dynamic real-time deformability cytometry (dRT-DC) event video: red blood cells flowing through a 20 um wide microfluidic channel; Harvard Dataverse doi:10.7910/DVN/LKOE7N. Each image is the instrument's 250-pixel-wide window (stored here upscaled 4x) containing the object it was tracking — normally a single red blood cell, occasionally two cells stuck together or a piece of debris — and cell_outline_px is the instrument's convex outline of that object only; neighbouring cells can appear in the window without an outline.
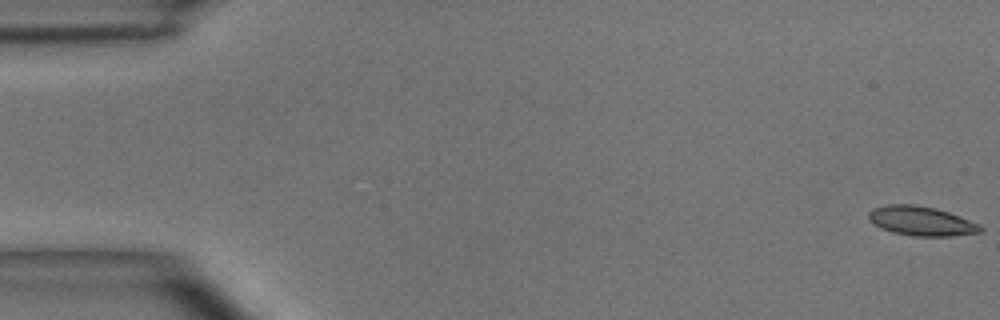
{"species": "common noctule bat (a hibernating species)", "species_latin": "Nyctalus noctula", "temperature_condition": "room temperature", "stored_images_in_passage": 6, "camera_frame_rate_fps": 3000, "um_per_image_px": 0.085, "animal": {"sex": "male", "body_mass_g": 15.6}, "frame": {"image": 1, "passage_image": 1, "time_ms": 0.0, "image_size_px": [1000, 320], "cell_outline_px": [[984, 228], [980, 232], [952, 236], [912, 236], [892, 232], [880, 228], [868, 216], [868, 212], [872, 208], [888, 204], [916, 204], [948, 212], [980, 224]], "centroid_in_image_um": [78.31, 18.79], "position_along_channel_um": 6.7, "area_um2": 19.02}}
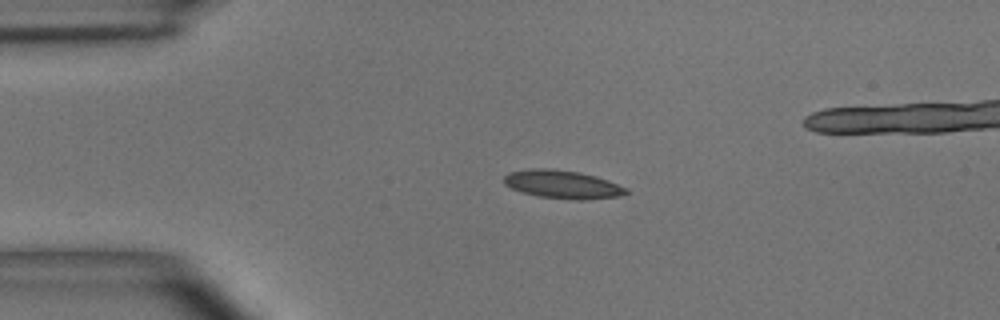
{"frame": {"image": 2, "passage_image": 4, "time_ms": 3.667, "image_size_px": [1000, 320], "cell_outline_px": [[628, 192], [620, 196], [584, 200], [576, 200], [540, 196], [520, 192], [504, 184], [504, 176], [508, 172], [528, 168], [548, 168], [580, 172], [596, 176], [628, 188]], "centroid_in_image_um": [47.79, 15.66], "position_along_channel_um": 37.2, "area_um2": 20.17}}
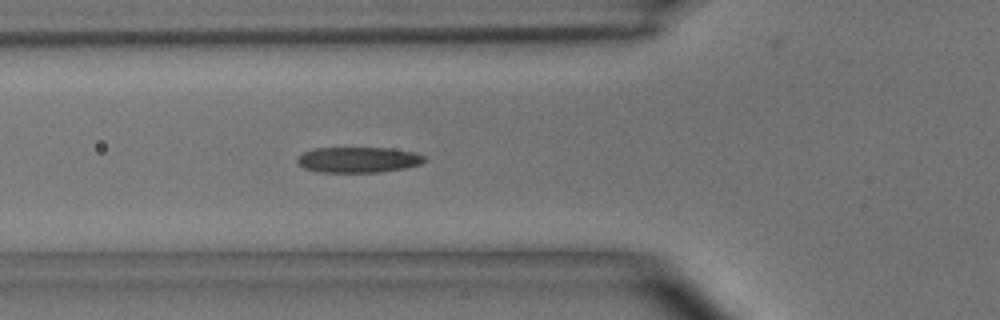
{"frame": {"image": 3, "passage_image": 6, "time_ms": 6.0, "image_size_px": [1000, 320], "cell_outline_px": [[428, 160], [420, 164], [404, 168], [380, 172], [320, 172], [304, 168], [296, 160], [304, 152], [312, 148], [388, 148], [416, 152], [428, 156]], "centroid_in_image_um": [30.52, 13.57], "position_along_channel_um": 95.3, "area_um2": 19.07}}